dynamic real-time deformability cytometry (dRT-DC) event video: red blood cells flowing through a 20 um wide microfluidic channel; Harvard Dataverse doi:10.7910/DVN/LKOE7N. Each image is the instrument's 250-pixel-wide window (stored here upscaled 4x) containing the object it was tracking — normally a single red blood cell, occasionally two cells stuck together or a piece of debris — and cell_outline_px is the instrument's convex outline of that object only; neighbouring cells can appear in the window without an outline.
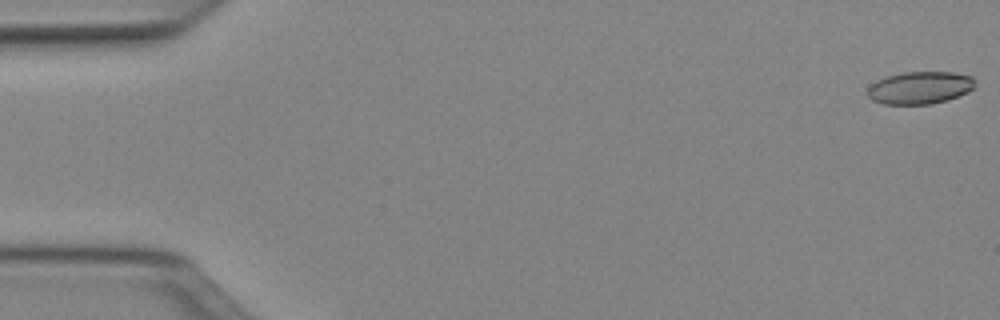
{"species": "Egyptian fruit bat (a non-hibernating species)", "species_latin": "Rousettus aegyptiacus", "temperature_condition": "cold", "stored_images_in_passage": 51, "camera_frame_rate_fps": 3000, "um_per_image_px": 0.085, "animal": {"sex": "female"}, "frame": {"image": 1, "passage_image": 1, "time_ms": 0.0, "image_size_px": [1000, 320], "cell_outline_px": [[976, 84], [968, 92], [948, 100], [932, 104], [884, 104], [872, 100], [868, 96], [868, 88], [876, 80], [884, 76], [900, 72], [952, 72], [972, 76], [976, 80]], "centroid_in_image_um": [78.2, 7.45], "position_along_channel_um": 6.8, "area_um2": 20.58}}
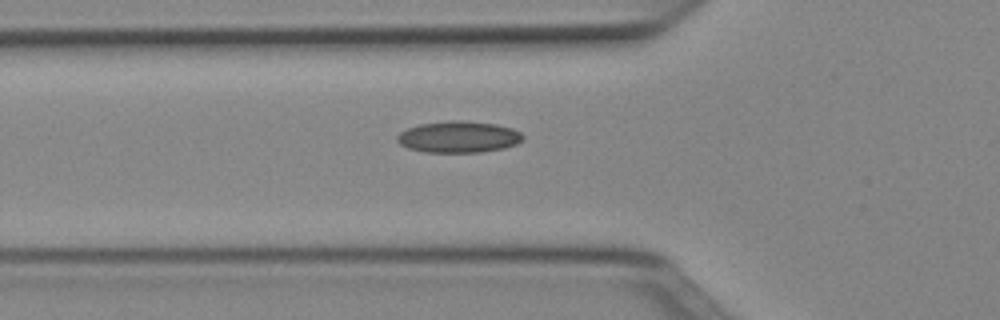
{"frame": {"image": 2, "passage_image": 18, "time_ms": 5.667, "image_size_px": [1000, 320], "cell_outline_px": [[524, 140], [516, 144], [504, 148], [480, 152], [424, 152], [408, 148], [400, 144], [396, 140], [396, 136], [400, 132], [408, 128], [420, 124], [452, 120], [460, 120], [496, 124], [512, 128], [520, 132], [524, 136]], "centroid_in_image_um": [38.99, 11.64], "position_along_channel_um": 86.8, "area_um2": 23.12}}
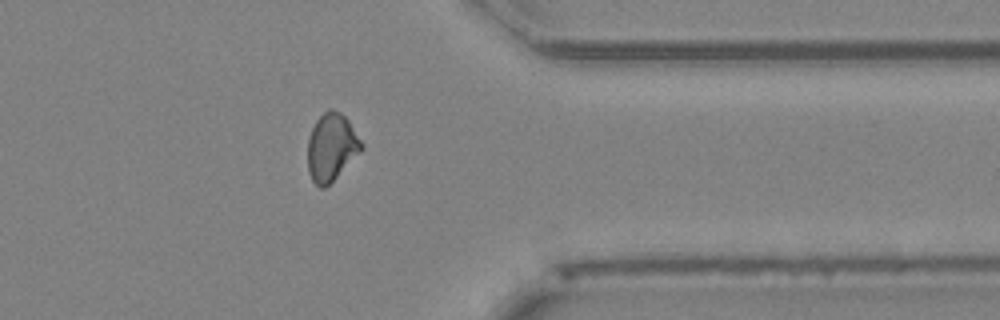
{"frame": {"image": 3, "passage_image": 41, "time_ms": 13.333, "image_size_px": [1000, 320], "cell_outline_px": [[364, 148], [324, 188], [320, 188], [312, 180], [308, 172], [308, 140], [312, 128], [316, 120], [328, 108], [332, 108], [340, 112], [348, 120], [364, 144]], "centroid_in_image_um": [28.17, 12.48], "position_along_channel_um": 383.2, "area_um2": 20.92}, "authors_computed_cell_mechanics": {"area_um2": 20.9814, "velocity_mm_per_s": 3.9967, "shape_relaxation_time_tau1_ms": null, "shape_relaxation_time_tau2_ms": 3.1105, "deformation_change_tau1": null, "deformation_change_tau2": 0.0833}}